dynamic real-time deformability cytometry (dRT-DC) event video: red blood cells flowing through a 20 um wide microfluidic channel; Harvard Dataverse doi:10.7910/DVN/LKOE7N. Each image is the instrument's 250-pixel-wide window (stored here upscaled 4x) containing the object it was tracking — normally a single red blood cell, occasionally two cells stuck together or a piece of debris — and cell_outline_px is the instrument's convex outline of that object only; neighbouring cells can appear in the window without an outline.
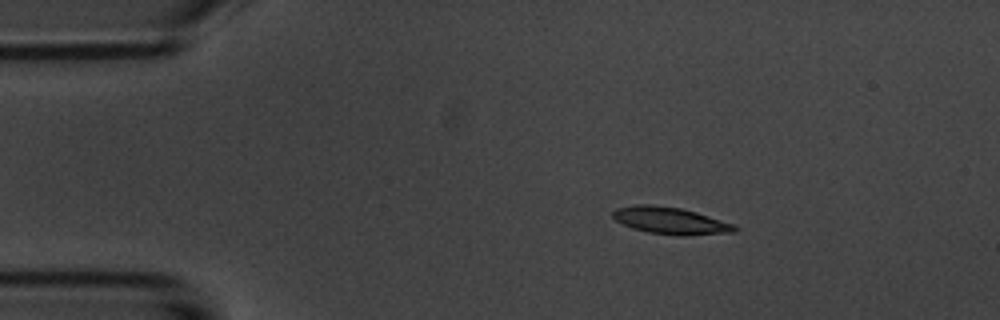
{"species": "common noctule bat (a hibernating species)", "species_latin": "Nyctalus noctula", "temperature_condition": "room temperature", "stored_images_in_passage": 5, "camera_frame_rate_fps": 3000, "um_per_image_px": 0.085, "animal": {"sex": "male", "body_mass_g": 20.1, "forearm_length_mm": 53.5}, "frame": {"image": 1, "passage_image": 2, "time_ms": 1.333, "image_size_px": [1000, 320], "cell_outline_px": [[740, 228], [736, 232], [684, 236], [680, 236], [648, 232], [632, 228], [616, 220], [612, 216], [612, 212], [616, 208], [636, 204], [652, 204], [680, 208], [696, 212], [732, 224]], "centroid_in_image_um": [56.98, 18.76], "position_along_channel_um": 28.0, "area_um2": 19.13}}